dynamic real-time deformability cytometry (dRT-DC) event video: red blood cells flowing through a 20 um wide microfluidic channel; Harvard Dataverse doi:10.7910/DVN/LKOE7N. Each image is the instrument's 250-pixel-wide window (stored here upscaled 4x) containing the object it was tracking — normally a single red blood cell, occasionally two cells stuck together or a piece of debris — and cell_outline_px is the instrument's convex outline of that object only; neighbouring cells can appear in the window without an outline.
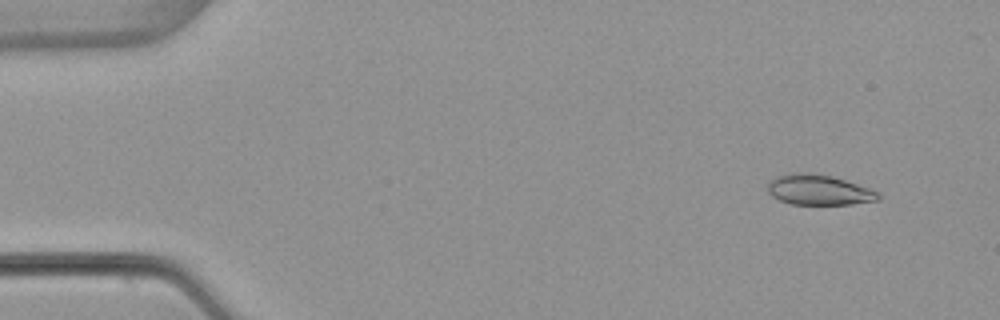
{"species": "common noctule bat (a hibernating species)", "species_latin": "Nyctalus noctula", "temperature_condition": "warm", "stored_images_in_passage": 50, "camera_frame_rate_fps": 3000, "um_per_image_px": 0.085, "animal": {"sex": "female", "body_mass_g": 22.7, "forearm_length_mm": 54.2}, "frame": {"image": 1, "passage_image": 2, "time_ms": 0.333, "image_size_px": [1000, 320], "cell_outline_px": [[880, 200], [852, 204], [792, 204], [780, 200], [772, 196], [768, 192], [768, 180], [776, 176], [792, 172], [808, 172], [832, 176], [880, 192]], "centroid_in_image_um": [69.58, 16.13], "position_along_channel_um": 15.4, "area_um2": 19.59}}
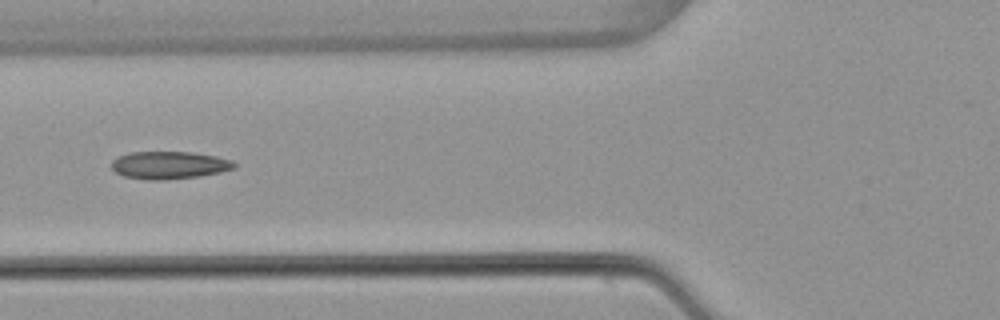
{"frame": {"image": 2, "passage_image": 18, "time_ms": 5.667, "image_size_px": [1000, 320], "cell_outline_px": [[236, 168], [220, 172], [200, 176], [164, 180], [148, 180], [124, 176], [116, 172], [112, 168], [112, 160], [116, 156], [128, 152], [192, 152], [216, 156], [232, 160], [236, 164]], "centroid_in_image_um": [14.38, 14.03], "position_along_channel_um": 111.4, "area_um2": 19.88}}
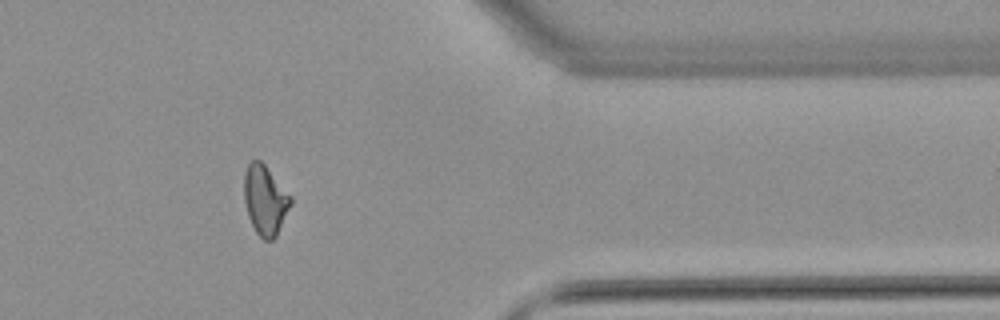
{"frame": {"image": 3, "passage_image": 41, "time_ms": 13.333, "image_size_px": [1000, 320], "cell_outline_px": [[292, 204], [276, 236], [272, 240], [264, 240], [256, 232], [248, 216], [244, 200], [244, 172], [248, 164], [252, 160], [260, 160], [264, 164], [292, 196]], "centroid_in_image_um": [22.54, 17.0], "position_along_channel_um": 388.9, "area_um2": 18.9}, "authors_computed_cell_mechanics": {"area_um2": 19.2185, "velocity_mm_per_s": 3.8697, "shape_relaxation_time_tau1_ms": null, "shape_relaxation_time_tau2_ms": 2.1681, "deformation_change_tau1": null, "deformation_change_tau2": 0.0802}}